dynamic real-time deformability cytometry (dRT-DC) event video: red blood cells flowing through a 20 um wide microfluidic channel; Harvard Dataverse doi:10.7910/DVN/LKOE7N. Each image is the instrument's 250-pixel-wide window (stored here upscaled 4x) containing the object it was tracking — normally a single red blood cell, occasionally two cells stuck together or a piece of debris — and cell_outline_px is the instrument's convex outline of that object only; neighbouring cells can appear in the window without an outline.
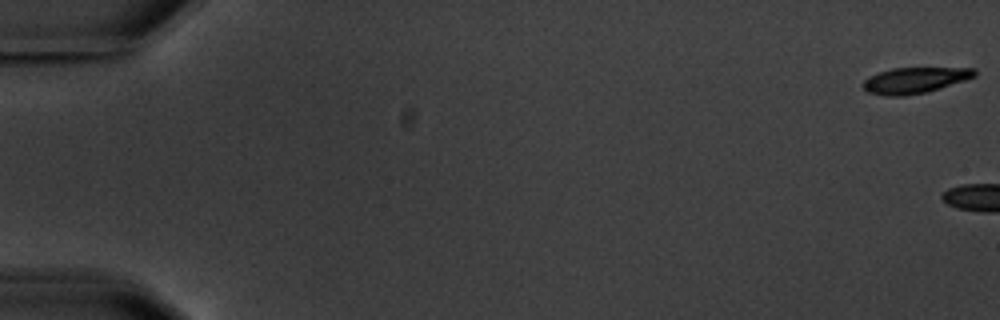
{"species": "common noctule bat (a hibernating species)", "species_latin": "Nyctalus noctula", "temperature_condition": "warm", "stored_images_in_passage": 3, "camera_frame_rate_fps": 3000, "um_per_image_px": 0.085, "animal": {"sex": "male", "body_mass_g": 20.1, "forearm_length_mm": 53.5}, "frame": {"image": 1, "passage_image": 1, "time_ms": 0.0, "image_size_px": [1000, 320], "cell_outline_px": [[976, 76], [940, 88], [924, 92], [904, 96], [884, 96], [868, 92], [864, 88], [864, 80], [880, 72], [892, 68], [976, 68]], "centroid_in_image_um": [77.77, 6.82], "position_along_channel_um": 7.2, "area_um2": 16.53}}